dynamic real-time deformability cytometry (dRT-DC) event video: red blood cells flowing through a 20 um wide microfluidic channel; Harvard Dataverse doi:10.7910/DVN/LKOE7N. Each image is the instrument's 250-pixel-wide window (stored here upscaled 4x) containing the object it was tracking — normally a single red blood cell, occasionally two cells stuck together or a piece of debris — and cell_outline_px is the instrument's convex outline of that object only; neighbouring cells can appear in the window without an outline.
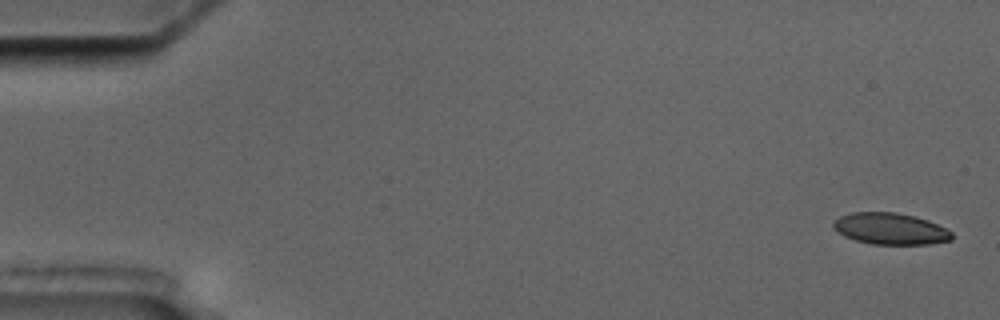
{"species": "common noctule bat (a hibernating species)", "species_latin": "Nyctalus noctula", "temperature_condition": "cold", "stored_images_in_passage": 5, "camera_frame_rate_fps": 3000, "um_per_image_px": 0.085, "animal": {"sex": "male", "body_mass_g": 17.5, "forearm_length_mm": 52.3}, "frame": {"image": 1, "passage_image": 1, "time_ms": 0.0, "image_size_px": [1000, 320], "cell_outline_px": [[952, 240], [928, 244], [872, 244], [856, 240], [844, 236], [836, 232], [832, 228], [832, 220], [840, 216], [852, 212], [896, 212], [916, 216], [928, 220], [952, 232]], "centroid_in_image_um": [75.63, 19.43], "position_along_channel_um": 9.4, "area_um2": 21.91}}
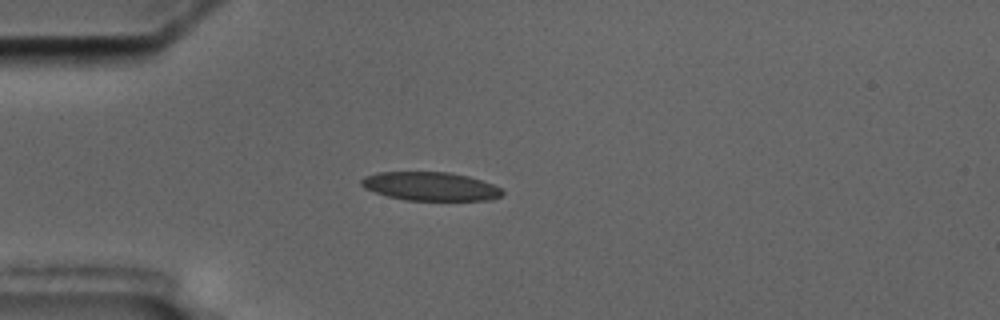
{"frame": {"image": 2, "passage_image": 5, "time_ms": 4.667, "image_size_px": [1000, 320], "cell_outline_px": [[504, 192], [500, 196], [492, 200], [404, 200], [388, 196], [364, 188], [360, 184], [360, 180], [364, 176], [376, 172], [448, 172], [468, 176], [492, 184], [500, 188]], "centroid_in_image_um": [36.56, 15.83], "position_along_channel_um": 48.4, "area_um2": 23.47}}